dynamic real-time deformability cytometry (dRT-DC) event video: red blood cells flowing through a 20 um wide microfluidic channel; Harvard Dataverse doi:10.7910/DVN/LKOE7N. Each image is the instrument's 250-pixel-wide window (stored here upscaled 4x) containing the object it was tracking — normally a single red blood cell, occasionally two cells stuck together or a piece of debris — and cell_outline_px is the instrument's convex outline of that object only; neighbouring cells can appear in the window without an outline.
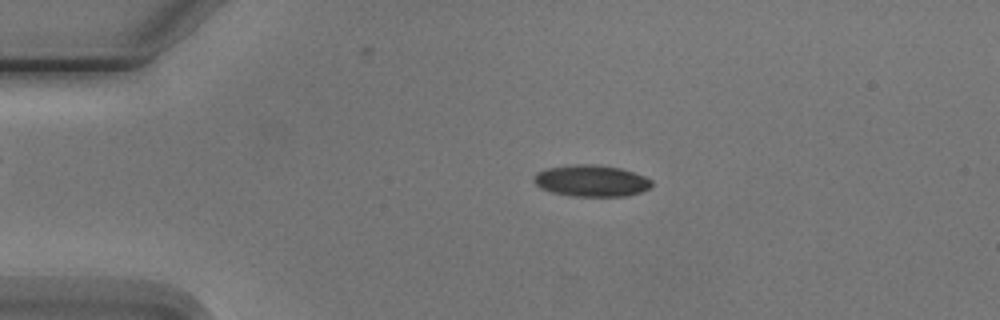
{"species": "Egyptian fruit bat (a non-hibernating species)", "species_latin": "Rousettus aegyptiacus", "temperature_condition": "cold", "stored_images_in_passage": 5, "camera_frame_rate_fps": 3000, "um_per_image_px": 0.085, "animal": {"sex": "male"}, "frame": {"image": 1, "passage_image": 4, "time_ms": 3.667, "image_size_px": [1000, 320], "cell_outline_px": [[652, 184], [648, 188], [640, 192], [624, 196], [572, 196], [552, 192], [540, 188], [532, 180], [532, 176], [536, 172], [548, 168], [576, 164], [592, 164], [620, 168], [644, 176], [652, 180]], "centroid_in_image_um": [50.22, 15.36], "position_along_channel_um": 34.8, "area_um2": 21.56}}